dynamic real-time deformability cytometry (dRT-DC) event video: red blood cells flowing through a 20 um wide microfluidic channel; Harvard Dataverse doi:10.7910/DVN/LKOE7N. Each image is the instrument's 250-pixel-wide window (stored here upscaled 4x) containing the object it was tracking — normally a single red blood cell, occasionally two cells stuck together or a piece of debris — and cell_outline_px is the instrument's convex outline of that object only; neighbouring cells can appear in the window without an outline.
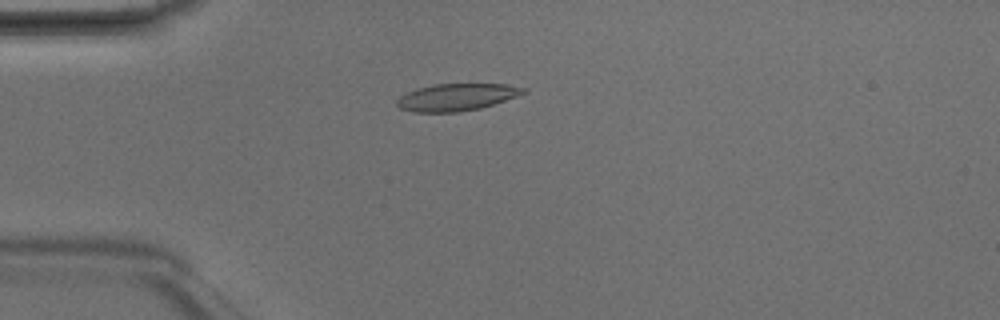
{"species": "Egyptian fruit bat (a non-hibernating species)", "species_latin": "Rousettus aegyptiacus", "temperature_condition": "room temperature", "stored_images_in_passage": 46, "camera_frame_rate_fps": 3000, "um_per_image_px": 0.085, "animal": {"sex": "male"}, "frame": {"image": 1, "passage_image": 10, "time_ms": 3.0, "image_size_px": [1000, 320], "cell_outline_px": [[528, 92], [480, 108], [456, 112], [412, 112], [400, 108], [396, 104], [396, 100], [400, 96], [416, 88], [432, 84], [508, 84], [528, 88]], "centroid_in_image_um": [38.8, 8.25], "position_along_channel_um": 46.2, "area_um2": 20.0}}
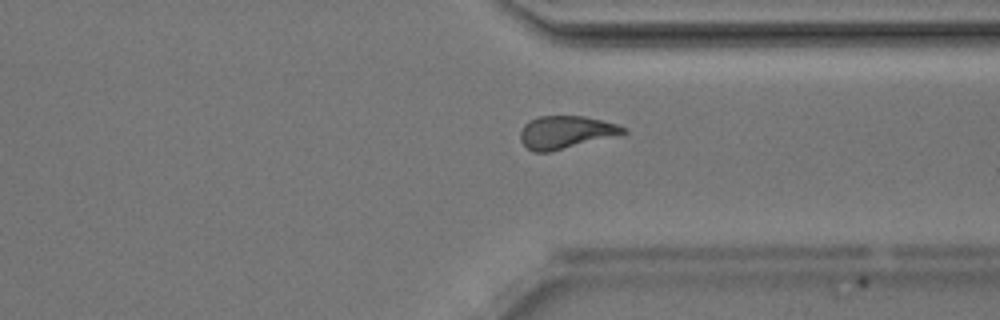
{"frame": {"image": 2, "passage_image": 34, "time_ms": 11.0, "image_size_px": [1000, 320], "cell_outline_px": [[628, 132], [548, 152], [532, 152], [520, 140], [520, 132], [524, 124], [528, 120], [540, 116], [584, 116], [616, 124], [624, 128]], "centroid_in_image_um": [48.01, 11.23], "position_along_channel_um": 363.4, "area_um2": 19.19}}
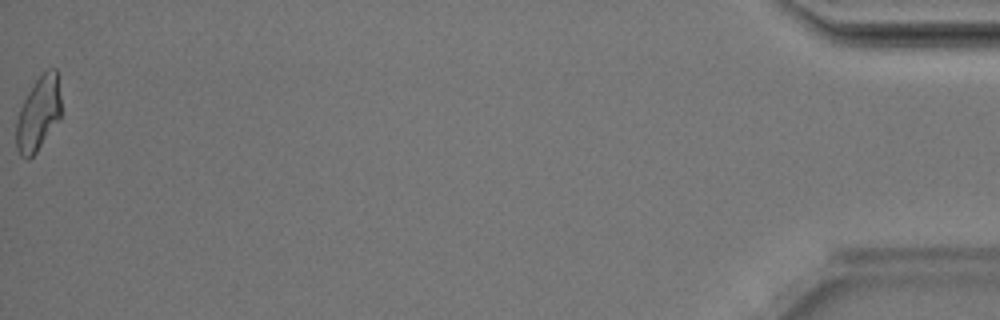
{"frame": {"image": 3, "passage_image": 46, "time_ms": 15.0, "image_size_px": [1000, 320], "cell_outline_px": [[60, 116], [36, 152], [28, 160], [24, 160], [20, 156], [16, 148], [16, 120], [20, 108], [28, 92], [36, 80], [48, 68], [56, 68], [60, 96]], "centroid_in_image_um": [3.23, 9.68], "position_along_channel_um": 432.0, "area_um2": 19.07}, "authors_computed_cell_mechanics": {"area_um2": 19.9988, "velocity_mm_per_s": 4.1891, "shape_relaxation_time_tau1_ms": 4.2862, "shape_relaxation_time_tau2_ms": 1.5151, "deformation_change_tau1": 0.1393, "deformation_change_tau2": 0.0876}}